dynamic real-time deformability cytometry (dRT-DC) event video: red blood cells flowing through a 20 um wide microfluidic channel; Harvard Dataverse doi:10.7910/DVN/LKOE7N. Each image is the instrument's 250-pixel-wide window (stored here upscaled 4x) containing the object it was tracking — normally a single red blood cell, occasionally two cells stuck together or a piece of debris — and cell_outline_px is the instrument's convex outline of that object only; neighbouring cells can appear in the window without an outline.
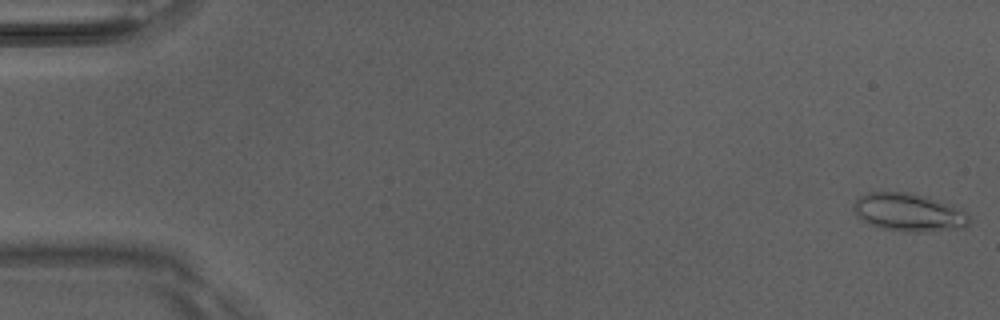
{"species": "Egyptian fruit bat (a non-hibernating species)", "species_latin": "Rousettus aegyptiacus", "temperature_condition": "room temperature", "stored_images_in_passage": 5, "camera_frame_rate_fps": 3000, "um_per_image_px": 0.085, "animal": {"sex": "male"}, "frame": {"image": 1, "passage_image": 1, "time_ms": 0.0, "image_size_px": [1000, 320], "cell_outline_px": [[968, 224], [964, 228], [928, 232], [904, 232], [880, 228], [868, 224], [856, 216], [852, 212], [852, 208], [856, 200], [860, 196], [868, 192], [904, 192], [924, 196], [952, 204], [964, 208], [968, 216]], "centroid_in_image_um": [77.24, 18.07], "position_along_channel_um": 7.8, "area_um2": 26.07}}